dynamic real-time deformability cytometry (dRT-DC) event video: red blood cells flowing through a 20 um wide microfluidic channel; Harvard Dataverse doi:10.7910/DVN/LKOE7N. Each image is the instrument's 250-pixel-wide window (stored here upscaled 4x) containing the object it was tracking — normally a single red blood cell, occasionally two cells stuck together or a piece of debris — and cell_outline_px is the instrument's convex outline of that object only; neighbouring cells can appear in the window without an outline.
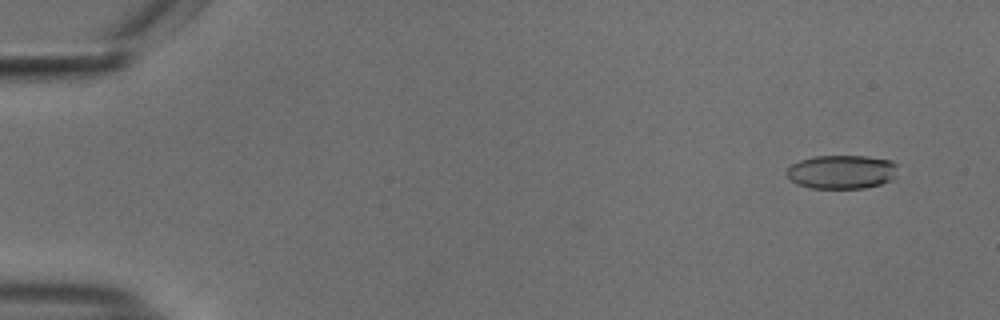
{"species": "common noctule bat (a hibernating species)", "species_latin": "Nyctalus noctula", "temperature_condition": "cold", "stored_images_in_passage": 55, "camera_frame_rate_fps": 3000, "um_per_image_px": 0.085, "animal": {"sex": "male", "body_mass_g": 18.8}, "frame": {"image": 1, "passage_image": 4, "time_ms": 1.0, "image_size_px": [1000, 320], "cell_outline_px": [[896, 164], [892, 180], [880, 184], [864, 188], [812, 188], [796, 184], [784, 172], [792, 164], [800, 160], [812, 156], [868, 156], [892, 160]], "centroid_in_image_um": [71.51, 14.6], "position_along_channel_um": 13.5, "area_um2": 21.85}}
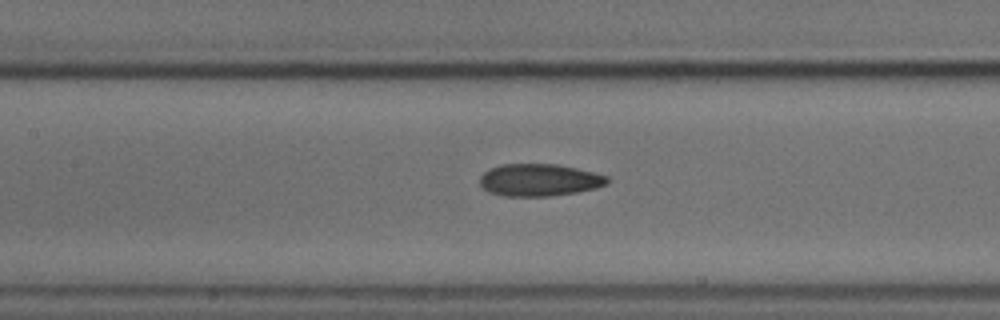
{"frame": {"image": 2, "passage_image": 26, "time_ms": 8.333, "image_size_px": [1000, 320], "cell_outline_px": [[608, 184], [596, 188], [576, 192], [548, 196], [504, 196], [488, 192], [480, 184], [480, 176], [484, 172], [500, 164], [556, 164], [576, 168], [608, 176]], "centroid_in_image_um": [45.83, 15.3], "position_along_channel_um": 161.6, "area_um2": 23.87}}
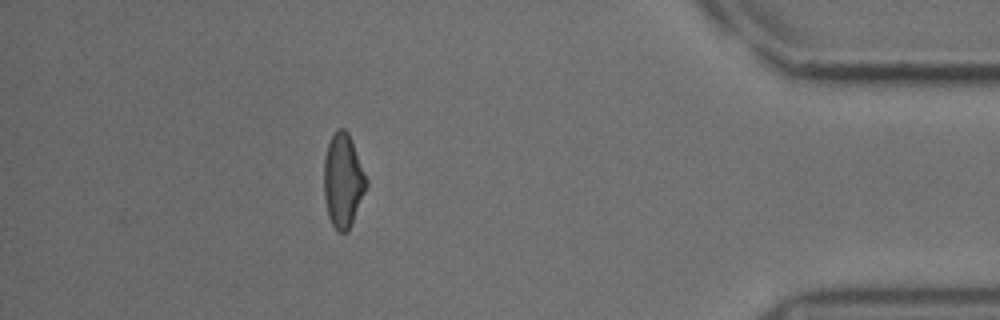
{"frame": {"image": 3, "passage_image": 49, "time_ms": 16.0, "image_size_px": [1000, 320], "cell_outline_px": [[368, 184], [348, 232], [340, 232], [332, 224], [328, 216], [324, 196], [324, 156], [328, 144], [336, 128], [344, 128], [348, 132], [368, 180]], "centroid_in_image_um": [29.15, 15.33], "position_along_channel_um": 406.0, "area_um2": 23.06}, "authors_computed_cell_mechanics": {"area_um2": 23.4668, "velocity_mm_per_s": 3.7343, "shape_relaxation_time_tau1_ms": 8.0581, "shape_relaxation_time_tau2_ms": 2.3155, "deformation_change_tau1": 0.1912, "deformation_change_tau2": 0.0884}}